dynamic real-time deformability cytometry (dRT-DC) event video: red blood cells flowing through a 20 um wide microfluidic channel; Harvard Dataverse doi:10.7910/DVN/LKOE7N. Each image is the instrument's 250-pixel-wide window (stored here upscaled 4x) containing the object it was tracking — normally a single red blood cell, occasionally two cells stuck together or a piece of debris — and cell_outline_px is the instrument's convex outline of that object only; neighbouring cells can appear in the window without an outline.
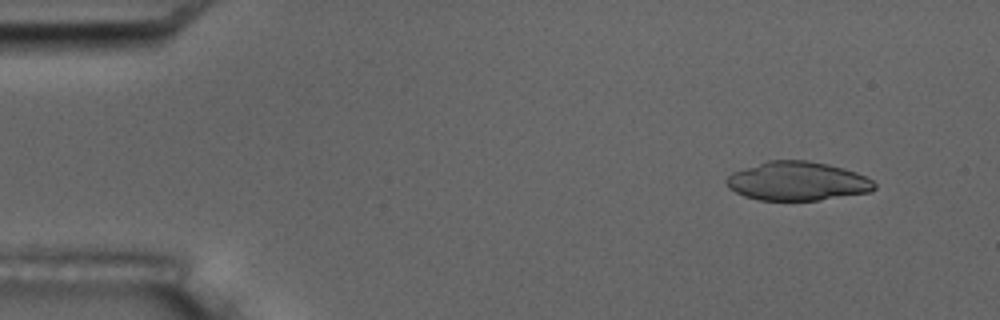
{"species": "common noctule bat (a hibernating species)", "species_latin": "Nyctalus noctula", "temperature_condition": "room temperature", "stored_images_in_passage": 6, "camera_frame_rate_fps": 3000, "um_per_image_px": 0.085, "animal": {"sex": "male", "body_mass_g": 17.5, "forearm_length_mm": 52.3}, "frame": {"image": 1, "passage_image": 2, "time_ms": 1.333, "image_size_px": [1000, 320], "cell_outline_px": [[876, 188], [872, 192], [820, 200], [760, 200], [744, 196], [728, 188], [724, 180], [732, 172], [768, 160], [808, 160], [828, 164], [844, 168], [856, 172], [872, 180], [876, 184]], "centroid_in_image_um": [67.79, 15.4], "position_along_channel_um": 17.2, "area_um2": 33.7}}